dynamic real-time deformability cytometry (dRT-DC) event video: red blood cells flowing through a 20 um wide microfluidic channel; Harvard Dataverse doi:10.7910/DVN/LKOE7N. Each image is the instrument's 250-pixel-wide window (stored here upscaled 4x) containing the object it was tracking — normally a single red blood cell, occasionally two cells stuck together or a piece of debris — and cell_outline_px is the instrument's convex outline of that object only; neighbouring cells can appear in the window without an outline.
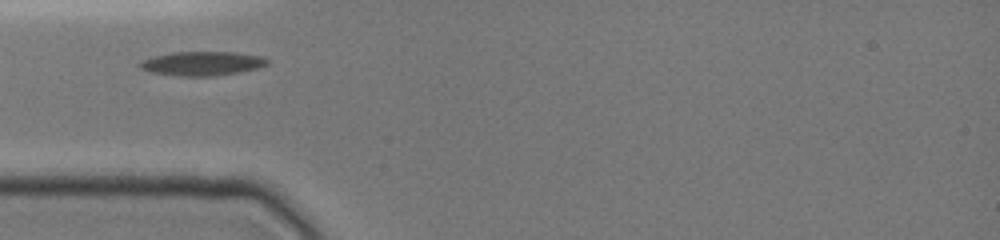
{"species": "common noctule bat (a hibernating species)", "species_latin": "Nyctalus noctula", "temperature_condition": "cold", "stored_images_in_passage": 7, "camera_frame_rate_fps": 3000, "um_per_image_px": 0.085, "animal": {"sex": "female", "body_mass_g": 19.0, "forearm_length_mm": 51.5}, "frame": {"image": 1, "passage_image": 1, "time_ms": 0.0, "image_size_px": [1000, 240], "cell_outline_px": [[268, 64], [256, 68], [240, 72], [216, 76], [180, 76], [152, 72], [140, 68], [136, 64], [140, 60], [172, 52], [236, 52], [264, 56], [268, 60]], "centroid_in_image_um": [17.18, 5.39], "position_along_channel_um": 67.8, "area_um2": 17.98}}
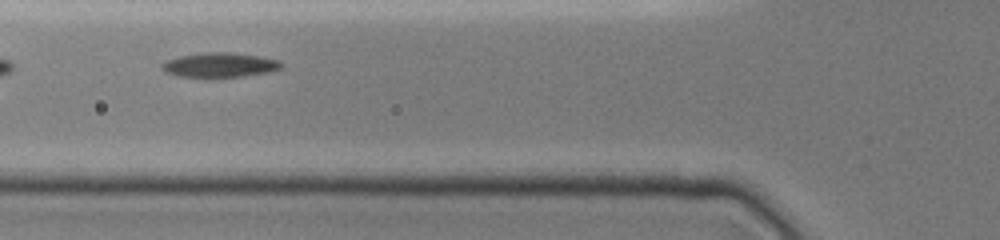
{"frame": {"image": 2, "passage_image": 6, "time_ms": 1.0, "image_size_px": [1000, 240], "cell_outline_px": [[284, 64], [280, 68], [268, 72], [244, 76], [176, 76], [164, 72], [160, 68], [160, 64], [164, 60], [180, 56], [208, 52], [228, 52], [260, 56], [280, 60]], "centroid_in_image_um": [18.65, 5.51], "position_along_channel_um": 107.2, "area_um2": 16.99}}